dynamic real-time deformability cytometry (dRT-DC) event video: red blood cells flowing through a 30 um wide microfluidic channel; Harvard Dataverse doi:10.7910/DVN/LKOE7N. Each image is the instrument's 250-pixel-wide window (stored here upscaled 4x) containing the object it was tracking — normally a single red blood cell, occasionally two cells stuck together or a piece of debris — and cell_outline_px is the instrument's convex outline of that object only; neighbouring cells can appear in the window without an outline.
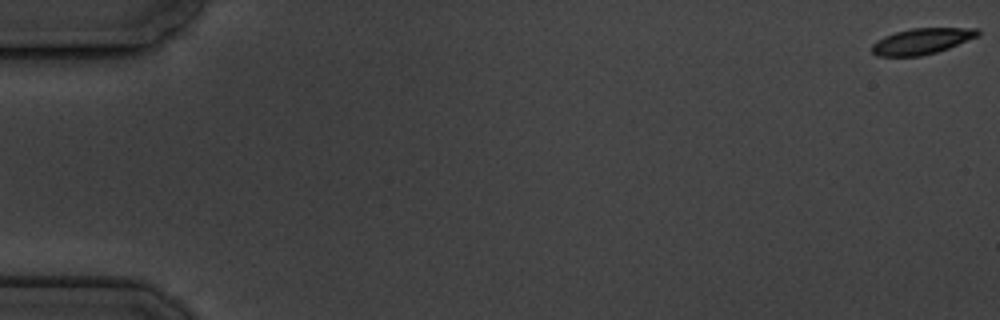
{"species": "common noctule bat (a hibernating species)", "species_latin": "Nyctalus noctula", "temperature_condition": "cold", "stored_images_in_passage": 7, "segment_of_instrument_passage": [1, 2], "camera_frame_rate_fps": 3000, "um_per_image_px": 0.085, "animal": {"sex": "male", "body_mass_g": 19.5, "forearm_length_mm": 54.6}, "frame": {"image": 1, "passage_image": 1, "time_ms": 0.0, "image_size_px": [1000, 320], "cell_outline_px": [[980, 36], [948, 48], [936, 52], [920, 56], [876, 56], [872, 52], [872, 44], [884, 36], [896, 32], [912, 28], [980, 28]], "centroid_in_image_um": [78.38, 3.5], "position_along_channel_um": 6.6, "area_um2": 16.01}}
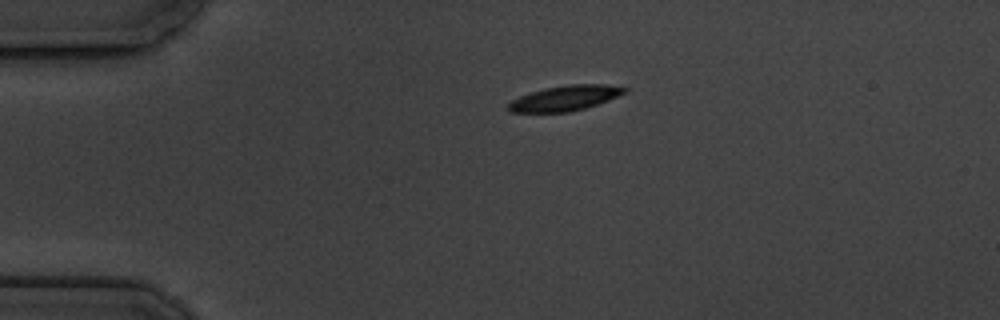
{"frame": {"image": 2, "passage_image": 5, "time_ms": 4.333, "image_size_px": [1000, 320], "cell_outline_px": [[628, 92], [608, 100], [584, 108], [568, 112], [508, 112], [508, 104], [512, 100], [520, 96], [544, 88], [568, 84], [604, 84], [628, 88]], "centroid_in_image_um": [48.03, 8.33], "position_along_channel_um": 37.0, "area_um2": 16.94}}